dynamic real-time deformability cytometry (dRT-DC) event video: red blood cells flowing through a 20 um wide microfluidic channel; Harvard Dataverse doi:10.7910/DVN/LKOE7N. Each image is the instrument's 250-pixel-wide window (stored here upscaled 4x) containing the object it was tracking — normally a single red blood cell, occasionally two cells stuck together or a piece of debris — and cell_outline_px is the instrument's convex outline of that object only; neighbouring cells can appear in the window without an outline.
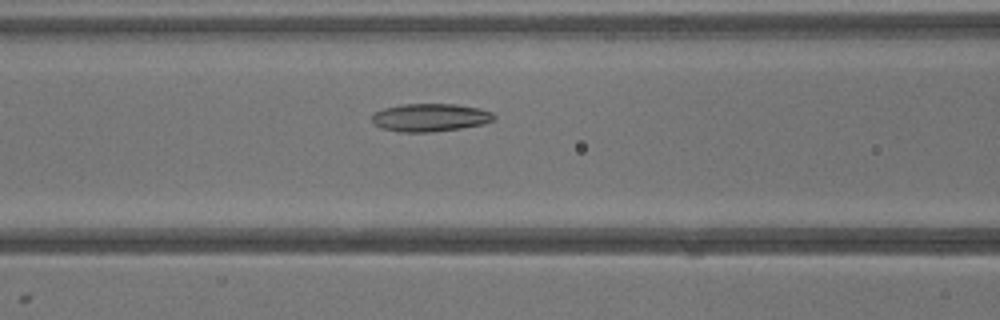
{"species": "common noctule bat (a hibernating species)", "species_latin": "Nyctalus noctula", "temperature_condition": "warm", "stored_images_in_passage": 38, "camera_frame_rate_fps": 3000, "um_per_image_px": 0.085, "animal": {"sex": "male", "body_mass_g": 13.3}, "frame": {"image": 1, "passage_image": 15, "time_ms": 4.667, "image_size_px": [1000, 320], "cell_outline_px": [[496, 120], [484, 124], [460, 128], [432, 132], [400, 132], [380, 128], [372, 120], [372, 112], [384, 108], [404, 104], [456, 104], [480, 108], [492, 112], [496, 116]], "centroid_in_image_um": [36.59, 9.99], "position_along_channel_um": 130.0, "area_um2": 20.06}}
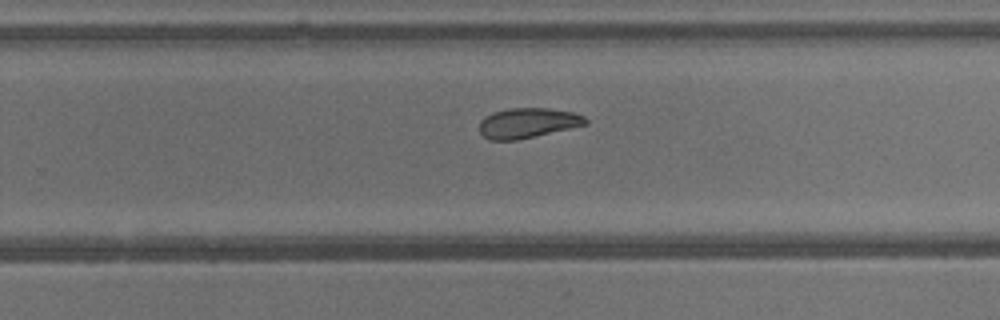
{"frame": {"image": 2, "passage_image": 24, "time_ms": 7.667, "image_size_px": [1000, 320], "cell_outline_px": [[588, 124], [516, 140], [488, 140], [480, 132], [480, 120], [484, 116], [492, 112], [508, 108], [548, 108], [572, 112], [584, 116], [588, 120]], "centroid_in_image_um": [44.83, 10.44], "position_along_channel_um": 285.0, "area_um2": 18.55}}
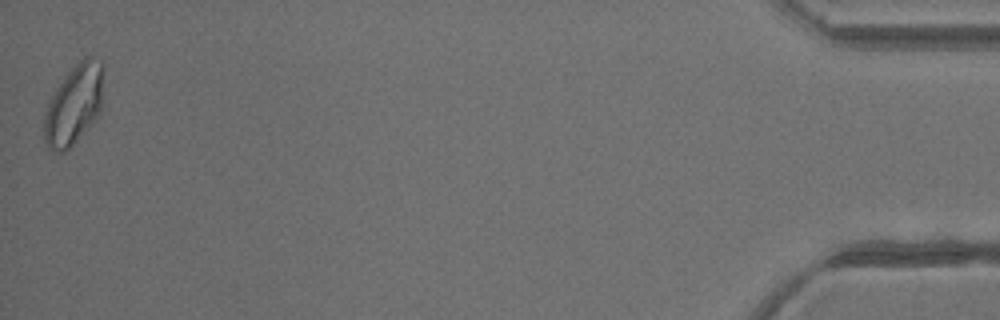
{"frame": {"image": 3, "passage_image": 38, "time_ms": 12.333, "image_size_px": [1000, 320], "cell_outline_px": [[104, 104], [96, 120], [64, 152], [52, 152], [48, 148], [44, 140], [44, 112], [56, 88], [68, 72], [80, 60], [88, 56], [92, 56], [100, 60], [104, 64]], "centroid_in_image_um": [6.34, 8.87], "position_along_channel_um": 428.9, "area_um2": 28.15}}